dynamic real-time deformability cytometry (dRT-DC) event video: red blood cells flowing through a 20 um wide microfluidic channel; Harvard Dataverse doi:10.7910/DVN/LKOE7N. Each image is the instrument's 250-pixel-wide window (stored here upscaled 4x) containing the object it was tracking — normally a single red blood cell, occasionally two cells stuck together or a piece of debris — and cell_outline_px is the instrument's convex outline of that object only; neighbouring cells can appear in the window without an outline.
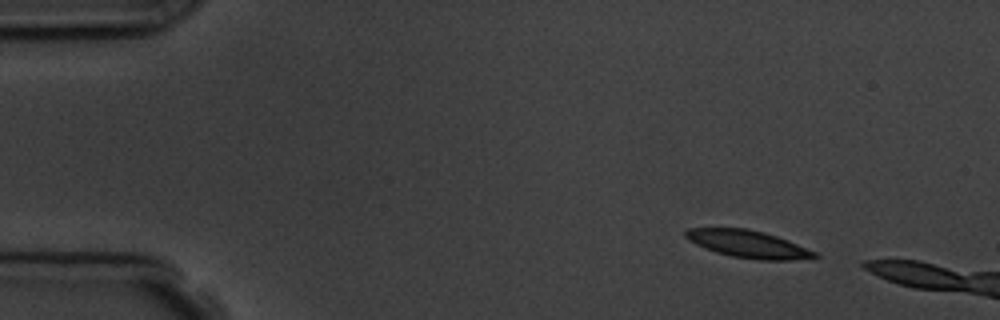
{"species": "common noctule bat (a hibernating species)", "species_latin": "Nyctalus noctula", "temperature_condition": "room temperature", "stored_images_in_passage": 3, "camera_frame_rate_fps": 3000, "um_per_image_px": 0.085, "animal": {"sex": "male", "body_mass_g": 19.5, "forearm_length_mm": 54.6}, "frame": {"image": 1, "passage_image": 1, "time_ms": 0.0, "image_size_px": [1000, 320], "cell_outline_px": [[820, 256], [792, 260], [756, 260], [732, 256], [716, 252], [704, 248], [688, 240], [684, 236], [684, 232], [688, 228], [748, 228], [764, 232], [788, 240], [816, 252]], "centroid_in_image_um": [63.56, 20.74], "position_along_channel_um": 21.4, "area_um2": 20.58}}